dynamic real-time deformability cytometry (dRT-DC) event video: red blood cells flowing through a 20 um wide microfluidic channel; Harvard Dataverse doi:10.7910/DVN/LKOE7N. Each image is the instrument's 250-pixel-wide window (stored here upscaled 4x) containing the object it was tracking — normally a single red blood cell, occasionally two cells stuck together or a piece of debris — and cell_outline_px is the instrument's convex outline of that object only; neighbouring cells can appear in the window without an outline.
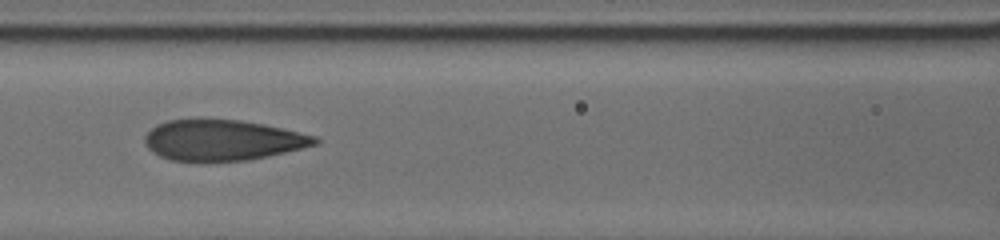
{"species": "human", "species_latin": "Homo sapiens", "temperature_condition": "cold", "stored_images_in_passage": 13, "camera_frame_rate_fps": 3000, "um_per_image_px": 0.085, "donor": {"sex": "male"}, "frame": {"image": 1, "passage_image": 10, "time_ms": 8.667, "image_size_px": [1000, 240], "cell_outline_px": [[320, 140], [316, 144], [268, 156], [248, 160], [172, 160], [160, 156], [152, 152], [144, 144], [144, 136], [156, 124], [168, 120], [196, 116], [200, 116], [240, 120], [264, 124], [316, 136]], "centroid_in_image_um": [18.84, 11.86], "position_along_channel_um": 147.8, "area_um2": 40.81}}
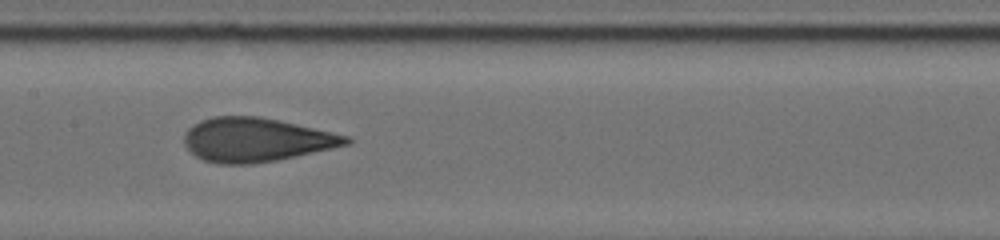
{"frame": {"image": 2, "passage_image": 11, "time_ms": 9.667, "image_size_px": [1000, 240], "cell_outline_px": [[352, 140], [348, 144], [332, 148], [296, 156], [276, 160], [252, 164], [216, 164], [204, 160], [196, 156], [184, 144], [184, 132], [192, 124], [200, 120], [212, 116], [260, 116], [348, 136]], "centroid_in_image_um": [21.71, 11.88], "position_along_channel_um": 185.7, "area_um2": 41.27}}
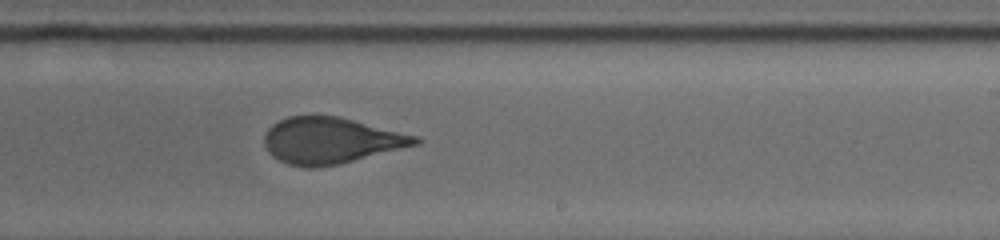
{"frame": {"image": 3, "passage_image": 13, "time_ms": 11.667, "image_size_px": [1000, 240], "cell_outline_px": [[424, 140], [420, 144], [340, 164], [316, 168], [308, 168], [288, 164], [272, 156], [268, 152], [264, 144], [264, 136], [268, 128], [272, 124], [288, 116], [336, 116], [416, 136]], "centroid_in_image_um": [28.1, 11.96], "position_along_channel_um": 260.9, "area_um2": 40.46}}